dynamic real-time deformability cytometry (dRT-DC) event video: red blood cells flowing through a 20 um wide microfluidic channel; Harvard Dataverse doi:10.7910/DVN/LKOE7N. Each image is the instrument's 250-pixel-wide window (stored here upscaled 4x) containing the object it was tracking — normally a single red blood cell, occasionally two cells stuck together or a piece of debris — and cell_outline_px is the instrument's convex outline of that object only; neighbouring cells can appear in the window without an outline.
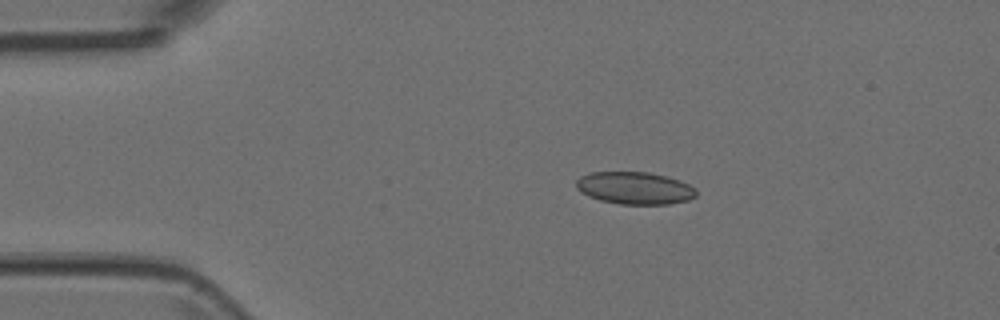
{"species": "Egyptian fruit bat (a non-hibernating species)", "species_latin": "Rousettus aegyptiacus", "temperature_condition": "room temperature", "stored_images_in_passage": 6, "camera_frame_rate_fps": 3000, "um_per_image_px": 0.085, "animal": {"sex": "female"}, "frame": {"image": 1, "passage_image": 3, "time_ms": 0.667, "image_size_px": [1000, 320], "cell_outline_px": [[696, 196], [688, 200], [668, 204], [620, 204], [600, 200], [588, 196], [580, 192], [576, 188], [576, 180], [580, 176], [592, 172], [648, 172], [680, 180], [696, 188]], "centroid_in_image_um": [53.93, 15.98], "position_along_channel_um": 31.1, "area_um2": 22.66}}
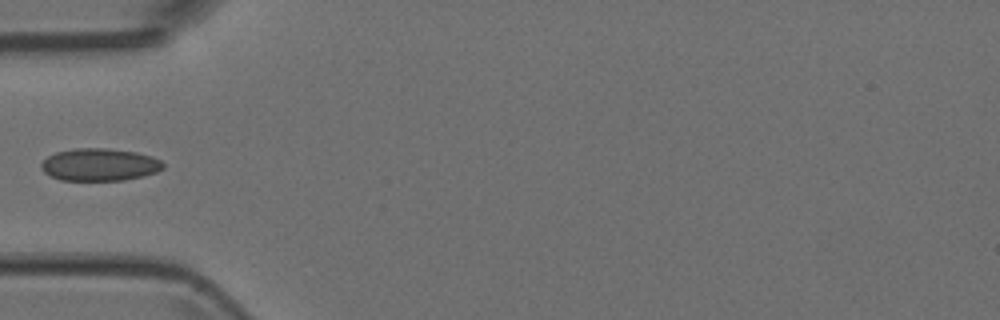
{"frame": {"image": 2, "passage_image": 5, "time_ms": 1.333, "image_size_px": [1000, 320], "cell_outline_px": [[164, 168], [156, 172], [144, 176], [124, 180], [60, 180], [44, 172], [40, 168], [40, 164], [48, 156], [56, 152], [76, 148], [104, 148], [136, 152], [152, 156], [160, 160], [164, 164]], "centroid_in_image_um": [8.47, 13.99], "position_along_channel_um": 76.5, "area_um2": 23.06}}
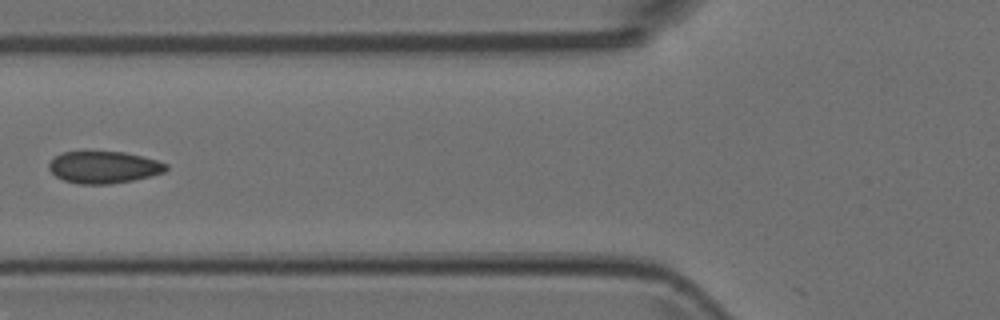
{"frame": {"image": 3, "passage_image": 6, "time_ms": 1.667, "image_size_px": [1000, 320], "cell_outline_px": [[168, 168], [164, 172], [132, 180], [108, 184], [76, 184], [64, 180], [56, 176], [48, 168], [48, 164], [60, 152], [84, 148], [124, 152], [156, 160], [168, 164]], "centroid_in_image_um": [8.75, 14.16], "position_along_channel_um": 117.1, "area_um2": 22.54}}